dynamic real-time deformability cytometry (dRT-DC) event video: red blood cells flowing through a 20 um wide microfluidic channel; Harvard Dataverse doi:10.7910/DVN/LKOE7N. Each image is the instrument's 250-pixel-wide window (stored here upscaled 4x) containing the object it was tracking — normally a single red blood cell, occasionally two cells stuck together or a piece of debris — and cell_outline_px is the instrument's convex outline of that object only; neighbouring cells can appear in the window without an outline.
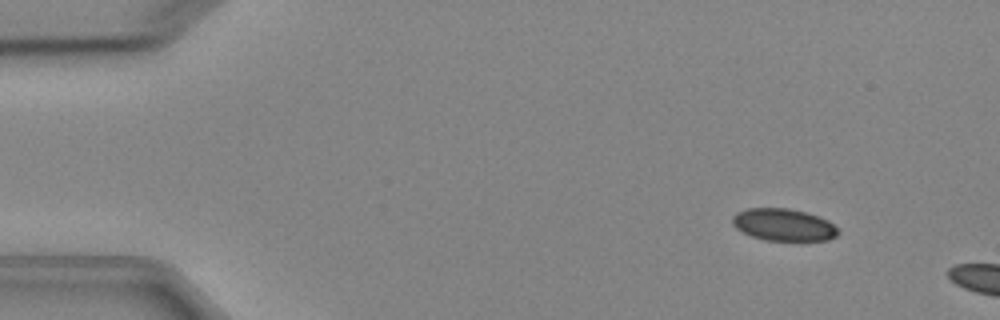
{"species": "Egyptian fruit bat (a non-hibernating species)", "species_latin": "Rousettus aegyptiacus", "temperature_condition": "cold", "stored_images_in_passage": 3, "camera_frame_rate_fps": 3000, "um_per_image_px": 0.085, "animal": {"sex": "female"}, "frame": {"image": 1, "passage_image": 1, "time_ms": 0.0, "image_size_px": [1000, 320], "cell_outline_px": [[840, 232], [836, 236], [828, 240], [764, 240], [752, 236], [736, 228], [732, 224], [732, 216], [736, 212], [748, 208], [788, 208], [808, 212], [828, 220]], "centroid_in_image_um": [66.59, 19.09], "position_along_channel_um": 18.4, "area_um2": 19.83}}